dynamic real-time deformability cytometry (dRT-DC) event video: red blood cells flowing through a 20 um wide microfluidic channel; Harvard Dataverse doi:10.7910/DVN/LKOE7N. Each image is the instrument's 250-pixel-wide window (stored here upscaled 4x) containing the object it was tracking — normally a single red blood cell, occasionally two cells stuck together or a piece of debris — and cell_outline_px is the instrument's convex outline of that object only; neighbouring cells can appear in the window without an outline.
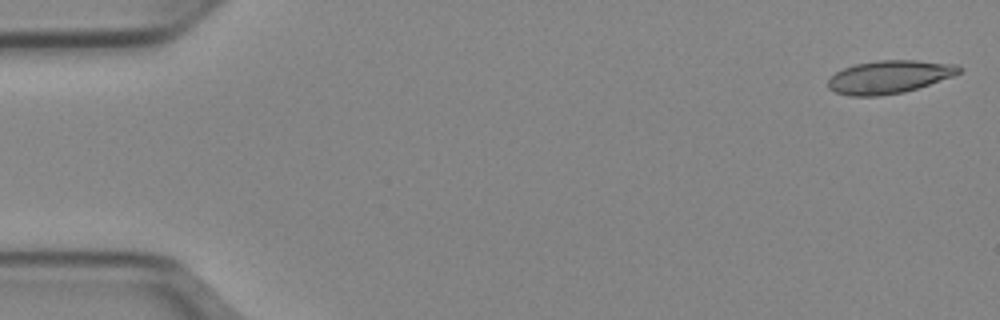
{"species": "Egyptian fruit bat (a non-hibernating species)", "species_latin": "Rousettus aegyptiacus", "temperature_condition": "cold", "stored_images_in_passage": 15, "camera_frame_rate_fps": 3000, "um_per_image_px": 0.085, "animal": {"sex": "female"}, "frame": {"image": 1, "passage_image": 1, "time_ms": 0.0, "image_size_px": [1000, 320], "cell_outline_px": [[964, 68], [960, 72], [952, 76], [904, 92], [880, 96], [848, 96], [836, 92], [828, 88], [828, 80], [836, 72], [844, 68], [856, 64], [876, 60], [916, 60], [956, 64]], "centroid_in_image_um": [75.57, 6.53], "position_along_channel_um": 9.4, "area_um2": 25.09}}
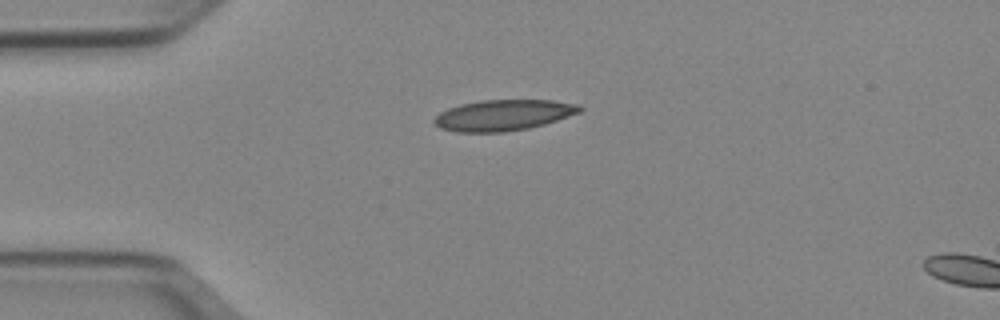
{"frame": {"image": 2, "passage_image": 12, "time_ms": 3.667, "image_size_px": [1000, 320], "cell_outline_px": [[584, 108], [580, 112], [544, 124], [528, 128], [504, 132], [456, 132], [440, 128], [432, 120], [440, 112], [448, 108], [460, 104], [480, 100], [552, 100], [580, 104]], "centroid_in_image_um": [42.78, 9.78], "position_along_channel_um": 42.2, "area_um2": 26.24}}